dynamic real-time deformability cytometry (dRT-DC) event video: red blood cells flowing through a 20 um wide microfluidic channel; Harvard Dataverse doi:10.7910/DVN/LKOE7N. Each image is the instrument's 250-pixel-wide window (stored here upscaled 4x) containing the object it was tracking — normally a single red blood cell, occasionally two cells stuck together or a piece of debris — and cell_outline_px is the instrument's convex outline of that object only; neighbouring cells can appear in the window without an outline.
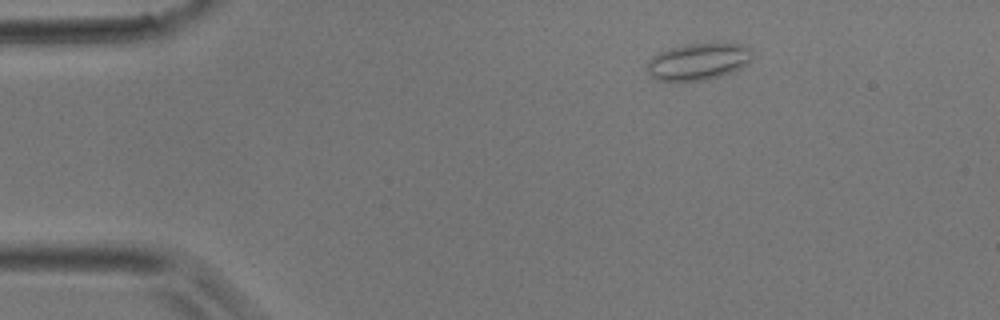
{"species": "common noctule bat (a hibernating species)", "species_latin": "Nyctalus noctula", "temperature_condition": "room temperature", "stored_images_in_passage": 3, "camera_frame_rate_fps": 3000, "um_per_image_px": 0.085, "animal": {"sex": "male", "body_mass_g": 17.9}, "frame": {"image": 1, "passage_image": 2, "time_ms": 0.333, "image_size_px": [1000, 320], "cell_outline_px": [[752, 56], [740, 68], [732, 72], [720, 76], [704, 80], [656, 80], [648, 72], [648, 60], [652, 56], [668, 48], [688, 44], [740, 44], [748, 48], [752, 52]], "centroid_in_image_um": [59.32, 5.23], "position_along_channel_um": 25.7, "area_um2": 22.02}}